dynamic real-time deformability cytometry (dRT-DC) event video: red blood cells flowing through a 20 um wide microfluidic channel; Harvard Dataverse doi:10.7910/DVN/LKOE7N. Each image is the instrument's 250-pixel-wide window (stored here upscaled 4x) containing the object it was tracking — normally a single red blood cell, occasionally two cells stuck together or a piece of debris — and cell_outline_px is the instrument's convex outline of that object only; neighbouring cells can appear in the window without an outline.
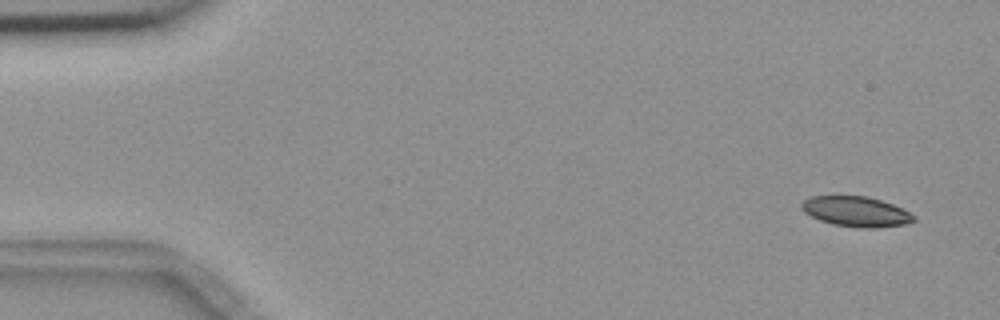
{"species": "common noctule bat (a hibernating species)", "species_latin": "Nyctalus noctula", "temperature_condition": "room temperature", "stored_images_in_passage": 6, "camera_frame_rate_fps": 3000, "um_per_image_px": 0.085, "animal": {"sex": "female", "body_mass_g": 18.4}, "frame": {"image": 1, "passage_image": 1, "time_ms": 0.0, "image_size_px": [1000, 320], "cell_outline_px": [[916, 220], [908, 224], [876, 228], [860, 228], [832, 224], [820, 220], [804, 212], [800, 208], [800, 204], [804, 200], [812, 196], [868, 196], [892, 204], [916, 216]], "centroid_in_image_um": [72.77, 17.99], "position_along_channel_um": 12.2, "area_um2": 19.77}}